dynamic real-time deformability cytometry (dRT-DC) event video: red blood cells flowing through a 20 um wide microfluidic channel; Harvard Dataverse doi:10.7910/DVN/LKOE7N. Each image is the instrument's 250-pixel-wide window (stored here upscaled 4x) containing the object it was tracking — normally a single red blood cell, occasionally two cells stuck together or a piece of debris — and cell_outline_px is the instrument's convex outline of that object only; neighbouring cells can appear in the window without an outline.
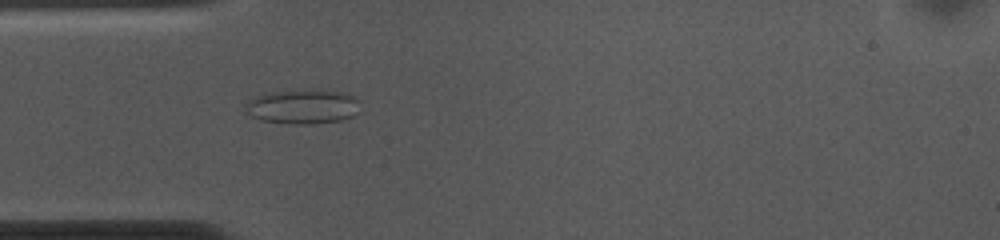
{"species": "common noctule bat (a hibernating species)", "species_latin": "Nyctalus noctula", "temperature_condition": "cold", "stored_images_in_passage": 53, "camera_frame_rate_fps": 3000, "um_per_image_px": 0.085, "animal": {"sex": "female", "body_mass_g": 10.0, "forearm_length_mm": 53.1}, "frame": {"image": 1, "passage_image": 14, "time_ms": 4.333, "image_size_px": [1000, 240], "cell_outline_px": [[360, 112], [352, 116], [340, 120], [308, 124], [292, 124], [260, 120], [252, 116], [248, 112], [244, 104], [252, 96], [276, 92], [312, 88], [348, 92], [356, 96], [360, 100]], "centroid_in_image_um": [25.81, 9.03], "position_along_channel_um": 59.2, "area_um2": 23.64}}
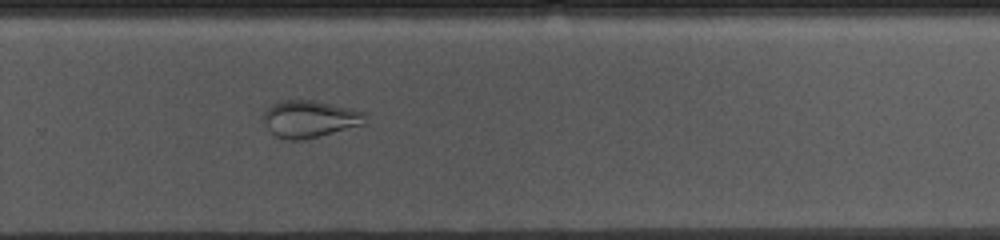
{"frame": {"image": 2, "passage_image": 34, "time_ms": 11.0, "image_size_px": [1000, 240], "cell_outline_px": [[364, 124], [300, 140], [284, 140], [276, 136], [264, 124], [260, 116], [272, 104], [284, 100], [312, 100], [352, 108], [364, 112]], "centroid_in_image_um": [26.26, 10.1], "position_along_channel_um": 303.5, "area_um2": 21.73}}
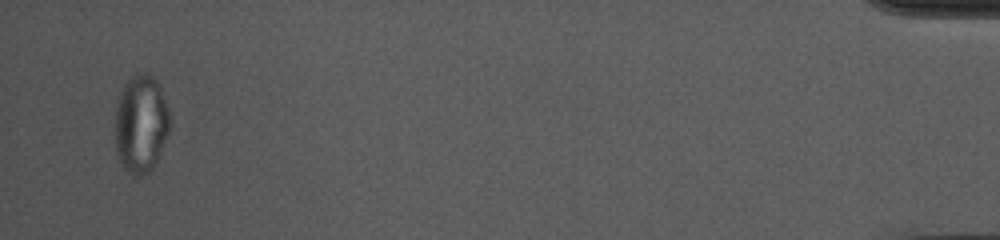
{"frame": {"image": 3, "passage_image": 51, "time_ms": 16.667, "image_size_px": [1000, 240], "cell_outline_px": [[168, 132], [156, 164], [148, 172], [140, 176], [132, 176], [120, 164], [116, 152], [116, 108], [120, 92], [124, 84], [136, 72], [144, 72], [152, 76], [160, 84], [168, 108]], "centroid_in_image_um": [11.97, 10.52], "position_along_channel_um": 423.2, "area_um2": 31.27}, "authors_computed_cell_mechanics": {"area_um2": 26.299, "velocity_mm_per_s": 3.6839, "shape_relaxation_time_tau1_ms": null, "shape_relaxation_time_tau2_ms": 1.4051, "deformation_change_tau1": null, "deformation_change_tau2": 0.0634}}